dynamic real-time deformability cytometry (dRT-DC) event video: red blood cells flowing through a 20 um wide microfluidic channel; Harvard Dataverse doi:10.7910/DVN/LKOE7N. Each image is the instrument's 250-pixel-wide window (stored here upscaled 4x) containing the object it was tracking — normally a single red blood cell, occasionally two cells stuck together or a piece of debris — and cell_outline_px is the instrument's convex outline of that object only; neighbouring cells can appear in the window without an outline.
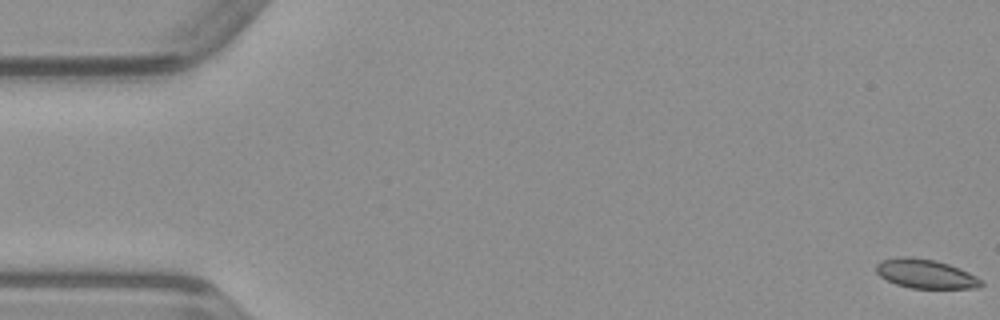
{"species": "common noctule bat (a hibernating species)", "species_latin": "Nyctalus noctula", "temperature_condition": "warm", "stored_images_in_passage": 12, "camera_frame_rate_fps": 3000, "um_per_image_px": 0.085, "animal": {"sex": "male", "body_mass_g": 23.1, "forearm_length_mm": 52.7}, "frame": {"image": 1, "passage_image": 1, "time_ms": 0.0, "image_size_px": [1000, 320], "cell_outline_px": [[984, 284], [976, 288], [912, 288], [896, 284], [880, 276], [876, 272], [876, 264], [880, 260], [900, 256], [912, 256], [936, 260], [960, 268], [976, 276]], "centroid_in_image_um": [78.65, 23.25], "position_along_channel_um": 6.4, "area_um2": 17.86}}